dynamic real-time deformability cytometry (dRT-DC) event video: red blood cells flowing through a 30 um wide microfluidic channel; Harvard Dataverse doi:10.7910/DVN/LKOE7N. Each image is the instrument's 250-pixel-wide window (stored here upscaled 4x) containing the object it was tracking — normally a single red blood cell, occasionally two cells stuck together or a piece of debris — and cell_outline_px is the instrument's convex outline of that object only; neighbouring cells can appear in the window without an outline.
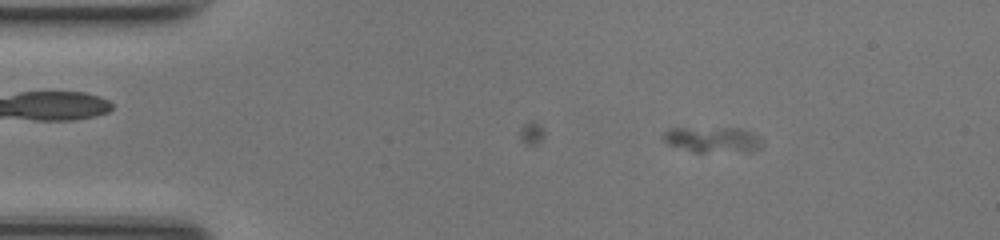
{"species": "common noctule bat (a hibernating species)", "species_latin": "Nyctalus noctula", "temperature_condition": "room temperature", "stored_images_in_passage": 42, "camera_frame_rate_fps": 3000, "um_per_image_px": 0.085, "animal": {"sex": "female", "body_mass_g": 17.0, "forearm_length_mm": 48.0}, "frame": {"image": 1, "passage_image": 8, "time_ms": 2.333, "image_size_px": [1000, 240], "cell_outline_px": [[764, 144], [760, 148], [752, 152], [692, 152], [668, 144], [660, 136], [668, 128], [740, 128], [752, 132]], "centroid_in_image_um": [60.57, 11.88], "position_along_channel_um": 24.4, "area_um2": 15.09}}